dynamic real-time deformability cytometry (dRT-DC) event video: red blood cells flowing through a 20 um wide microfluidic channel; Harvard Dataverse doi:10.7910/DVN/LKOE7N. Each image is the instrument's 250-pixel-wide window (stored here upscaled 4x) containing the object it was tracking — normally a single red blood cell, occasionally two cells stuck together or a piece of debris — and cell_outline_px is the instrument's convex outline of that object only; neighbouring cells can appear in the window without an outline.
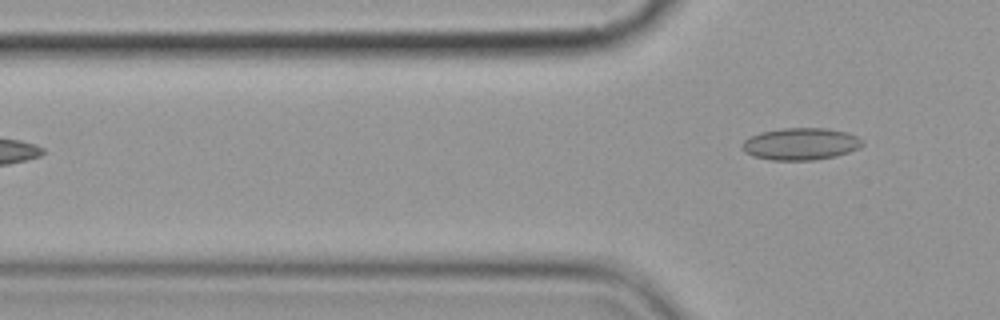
{"species": "common noctule bat (a hibernating species)", "species_latin": "Nyctalus noctula", "temperature_condition": "cold", "stored_images_in_passage": 6, "camera_frame_rate_fps": 3000, "um_per_image_px": 0.085, "animal": {"sex": "female", "body_mass_g": 19.9}, "frame": {"image": 1, "passage_image": 6, "time_ms": 6.0, "image_size_px": [1000, 320], "cell_outline_px": [[864, 144], [860, 148], [836, 156], [816, 160], [772, 160], [752, 156], [744, 152], [740, 148], [740, 144], [744, 140], [760, 132], [784, 128], [828, 128], [848, 132], [864, 140]], "centroid_in_image_um": [68.06, 12.23], "position_along_channel_um": 57.7, "area_um2": 22.77}}